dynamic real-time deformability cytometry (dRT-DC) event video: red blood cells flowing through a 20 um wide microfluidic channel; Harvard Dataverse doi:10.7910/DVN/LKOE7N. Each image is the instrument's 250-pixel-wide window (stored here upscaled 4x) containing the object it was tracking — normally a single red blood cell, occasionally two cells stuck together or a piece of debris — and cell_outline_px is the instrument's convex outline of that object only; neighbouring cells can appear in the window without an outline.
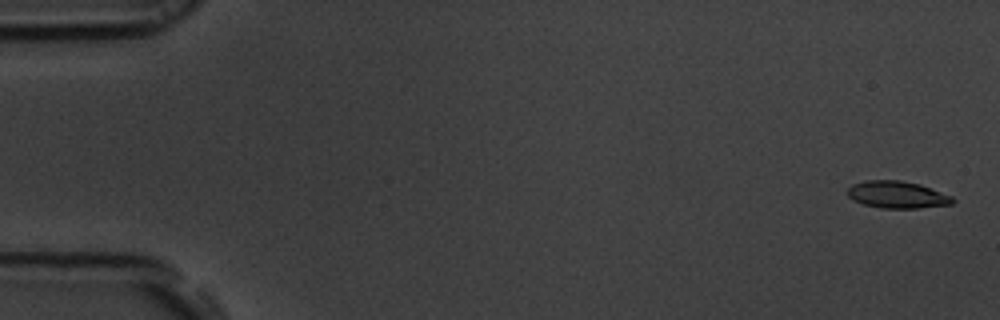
{"species": "common noctule bat (a hibernating species)", "species_latin": "Nyctalus noctula", "temperature_condition": "room temperature", "stored_images_in_passage": 54, "camera_frame_rate_fps": 3000, "um_per_image_px": 0.085, "animal": {"sex": "male", "body_mass_g": 19.5, "forearm_length_mm": 54.6}, "frame": {"image": 1, "passage_image": 2, "time_ms": 0.333, "image_size_px": [1000, 320], "cell_outline_px": [[956, 200], [952, 204], [916, 208], [880, 208], [864, 204], [852, 200], [848, 196], [848, 188], [852, 184], [864, 180], [900, 180], [920, 184], [952, 196]], "centroid_in_image_um": [76.25, 16.54], "position_along_channel_um": 8.8, "area_um2": 16.65}}
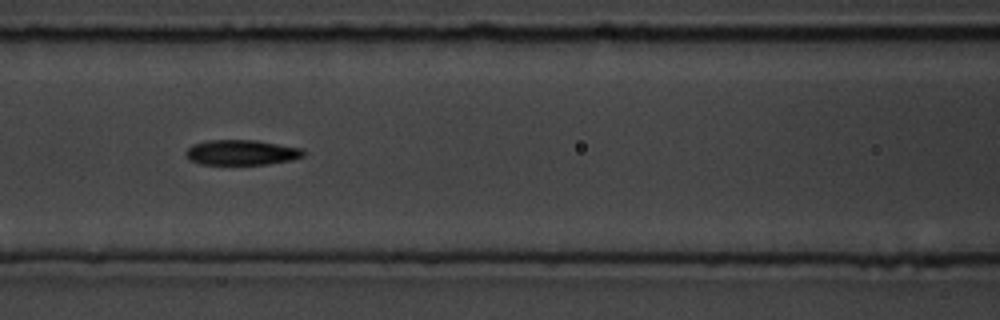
{"frame": {"image": 2, "passage_image": 24, "time_ms": 7.667, "image_size_px": [1000, 320], "cell_outline_px": [[304, 156], [292, 160], [268, 164], [200, 164], [188, 160], [184, 152], [192, 144], [208, 140], [256, 140], [300, 148], [304, 152]], "centroid_in_image_um": [20.48, 12.96], "position_along_channel_um": 146.1, "area_um2": 17.28}}
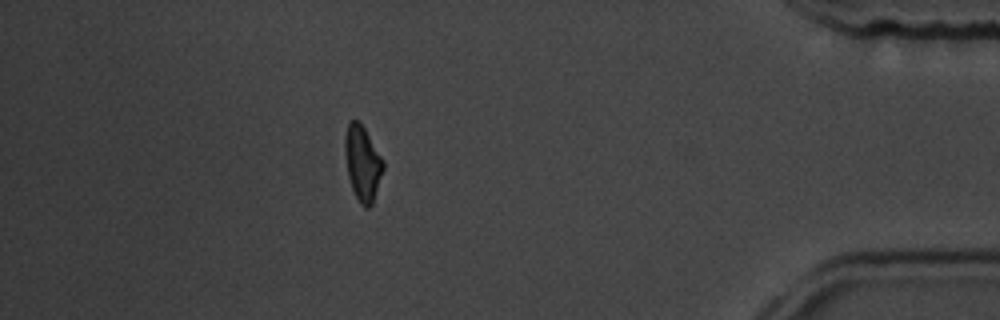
{"frame": {"image": 3, "passage_image": 48, "time_ms": 15.667, "image_size_px": [1000, 320], "cell_outline_px": [[384, 168], [372, 204], [368, 208], [364, 208], [360, 204], [352, 188], [348, 176], [344, 152], [344, 136], [348, 124], [352, 120], [360, 120], [384, 160]], "centroid_in_image_um": [30.81, 13.84], "position_along_channel_um": 404.4, "area_um2": 16.88}, "authors_computed_cell_mechanics": {"area_um2": 17.3689, "velocity_mm_per_s": 3.8068, "shape_relaxation_time_tau1_ms": 3.8785, "shape_relaxation_time_tau2_ms": 4.1386, "deformation_change_tau1": 0.1569, "deformation_change_tau2": 0.0962}}